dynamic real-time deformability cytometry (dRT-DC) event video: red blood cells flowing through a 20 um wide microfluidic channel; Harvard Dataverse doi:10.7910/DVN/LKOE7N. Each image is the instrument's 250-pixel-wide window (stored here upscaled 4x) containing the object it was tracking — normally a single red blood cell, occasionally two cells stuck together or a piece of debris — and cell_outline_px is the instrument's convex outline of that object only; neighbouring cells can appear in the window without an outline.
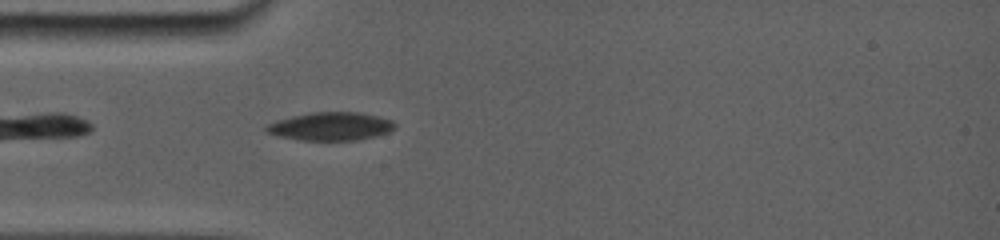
{"species": "common noctule bat (a hibernating species)", "species_latin": "Nyctalus noctula", "temperature_condition": "room temperature", "stored_images_in_passage": 47, "camera_frame_rate_fps": 5000, "um_per_image_px": 0.085, "animal": {"sex": "female", "body_mass_g": 19.0, "forearm_length_mm": 56.7}, "frame": {"image": 1, "passage_image": 1, "time_ms": 0.0, "image_size_px": [1000, 240], "cell_outline_px": [[396, 124], [392, 128], [384, 132], [368, 136], [348, 140], [308, 140], [284, 136], [268, 132], [268, 124], [292, 116], [312, 112], [360, 112], [392, 120]], "centroid_in_image_um": [28.12, 10.71], "position_along_channel_um": 56.9, "area_um2": 20.0}}
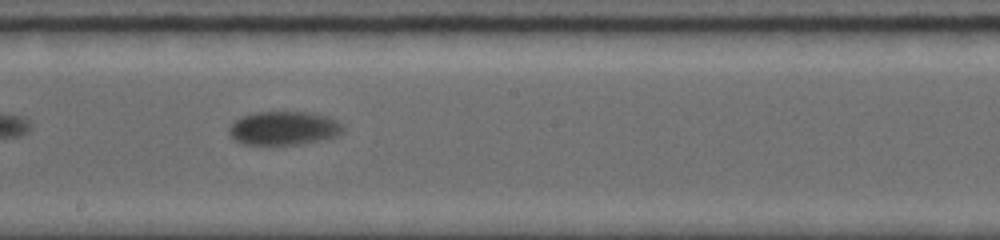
{"frame": {"image": 2, "passage_image": 19, "time_ms": 4.6, "image_size_px": [1000, 240], "cell_outline_px": [[340, 132], [336, 136], [296, 144], [244, 144], [236, 140], [228, 132], [228, 128], [240, 116], [252, 112], [312, 112], [336, 120], [340, 124]], "centroid_in_image_um": [24.04, 10.87], "position_along_channel_um": 224.2, "area_um2": 21.85}}
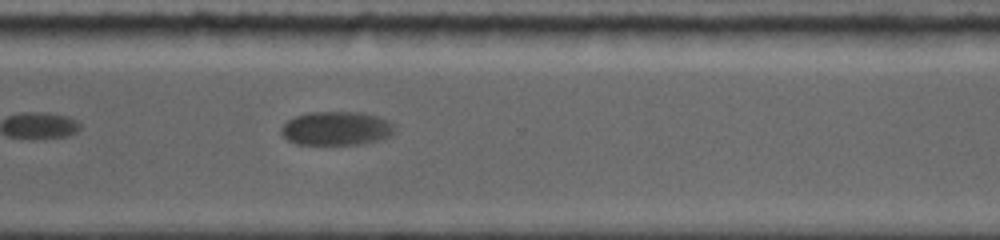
{"frame": {"image": 3, "passage_image": 31, "time_ms": 7.8, "image_size_px": [1000, 240], "cell_outline_px": [[396, 128], [388, 136], [376, 140], [360, 144], [296, 144], [288, 140], [280, 132], [280, 128], [288, 120], [296, 116], [308, 112], [360, 112], [376, 116], [388, 120]], "centroid_in_image_um": [28.55, 10.91], "position_along_channel_um": 342.0, "area_um2": 22.14}, "authors_computed_cell_mechanics": {"area_um2": 22.1374, "velocity_mm_per_s": 3.6835, "shape_relaxation_time_tau1_ms": 2.2775, "shape_relaxation_time_tau2_ms": null, "deformation_change_tau1": 0.0748, "deformation_change_tau2": null}}